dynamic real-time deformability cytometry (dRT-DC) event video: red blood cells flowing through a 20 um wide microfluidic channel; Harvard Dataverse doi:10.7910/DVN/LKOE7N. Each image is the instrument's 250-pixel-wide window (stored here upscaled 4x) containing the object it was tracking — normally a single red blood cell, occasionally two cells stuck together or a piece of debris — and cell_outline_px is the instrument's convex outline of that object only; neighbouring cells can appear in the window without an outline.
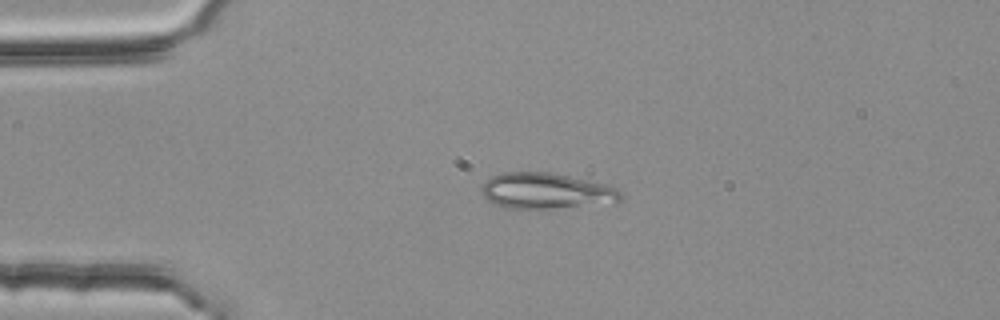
{"species": "common noctule bat (a hibernating species)", "species_latin": "Nyctalus noctula", "temperature_condition": "room temperature", "stored_images_in_passage": 42, "camera_frame_rate_fps": 3000, "um_per_image_px": 0.085, "animal": {"sex": "female", "body_mass_g": 25.1}, "frame": {"image": 1, "passage_image": 1, "time_ms": 0.0, "image_size_px": [1000, 320], "cell_outline_px": [[624, 200], [616, 204], [548, 212], [540, 212], [508, 208], [496, 204], [488, 200], [480, 192], [480, 188], [484, 180], [500, 172], [548, 172], [608, 184], [616, 188], [620, 192]], "centroid_in_image_um": [46.5, 16.31], "position_along_channel_um": 38.5, "area_um2": 31.15}}
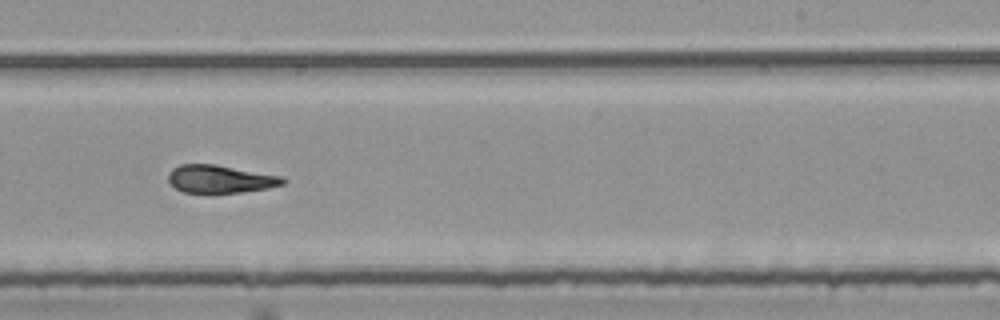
{"frame": {"image": 2, "passage_image": 22, "time_ms": 7.0, "image_size_px": [1000, 320], "cell_outline_px": [[288, 180], [284, 184], [268, 188], [240, 192], [184, 192], [176, 188], [168, 180], [168, 172], [172, 168], [180, 164], [216, 164], [284, 176]], "centroid_in_image_um": [18.76, 15.2], "position_along_channel_um": 270.2, "area_um2": 18.67}}
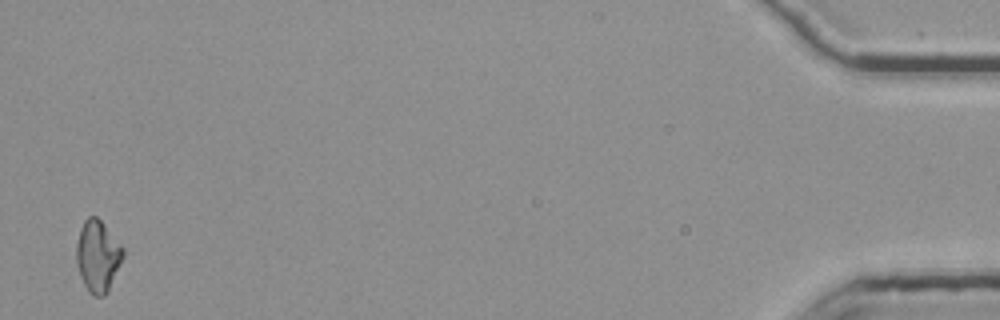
{"frame": {"image": 3, "passage_image": 42, "time_ms": 13.667, "image_size_px": [1000, 320], "cell_outline_px": [[124, 256], [108, 292], [104, 296], [92, 296], [88, 292], [84, 284], [76, 260], [76, 244], [80, 228], [84, 220], [88, 216], [96, 216], [104, 224], [124, 248]], "centroid_in_image_um": [8.31, 21.77], "position_along_channel_um": 426.9, "area_um2": 19.48}, "authors_computed_cell_mechanics": {"area_um2": 19.2763, "velocity_mm_per_s": 3.77, "shape_relaxation_time_tau1_ms": null, "shape_relaxation_time_tau2_ms": 2.1874, "deformation_change_tau1": null, "deformation_change_tau2": 0.0908}}